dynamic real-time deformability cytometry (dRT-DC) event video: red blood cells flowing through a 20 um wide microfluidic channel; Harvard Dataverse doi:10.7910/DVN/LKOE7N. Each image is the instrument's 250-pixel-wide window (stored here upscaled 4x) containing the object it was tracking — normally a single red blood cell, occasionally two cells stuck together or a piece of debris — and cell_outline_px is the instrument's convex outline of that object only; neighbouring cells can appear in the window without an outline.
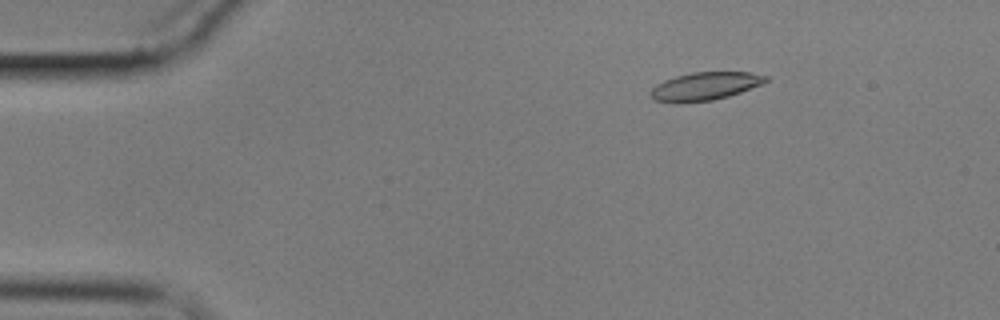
{"species": "common noctule bat (a hibernating species)", "species_latin": "Nyctalus noctula", "temperature_condition": "cold", "stored_images_in_passage": 59, "camera_frame_rate_fps": 3000, "um_per_image_px": 0.085, "animal": {"sex": "male", "body_mass_g": 17.9}, "frame": {"image": 1, "passage_image": 9, "time_ms": 2.667, "image_size_px": [1000, 320], "cell_outline_px": [[768, 80], [764, 84], [728, 96], [712, 100], [680, 104], [676, 104], [652, 100], [648, 96], [648, 92], [656, 84], [664, 80], [676, 76], [692, 72], [748, 72], [768, 76]], "centroid_in_image_um": [59.86, 7.35], "position_along_channel_um": 25.1, "area_um2": 19.25}}
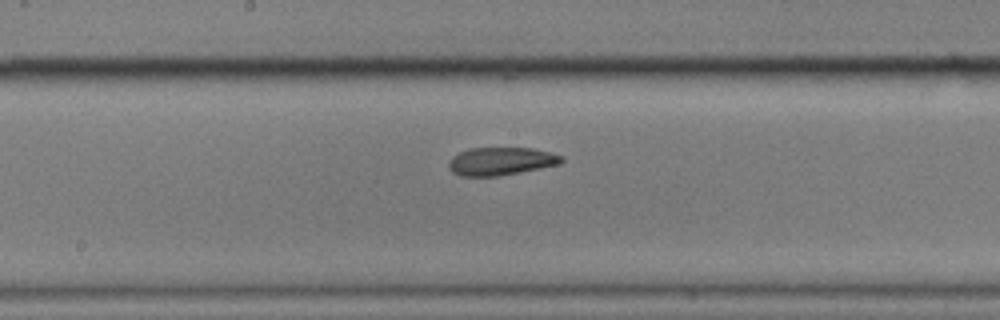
{"frame": {"image": 2, "passage_image": 31, "time_ms": 10.0, "image_size_px": [1000, 320], "cell_outline_px": [[564, 160], [560, 164], [520, 172], [496, 176], [460, 176], [452, 172], [448, 168], [448, 160], [452, 156], [468, 148], [532, 148], [564, 156]], "centroid_in_image_um": [42.55, 13.7], "position_along_channel_um": 205.7, "area_um2": 18.44}}
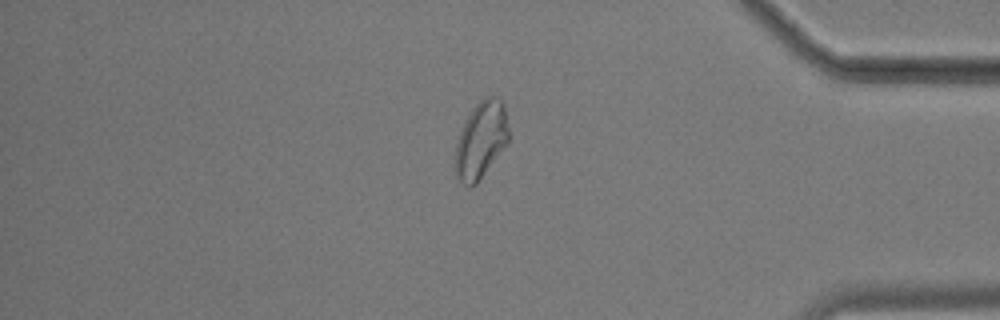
{"frame": {"image": 3, "passage_image": 50, "time_ms": 16.333, "image_size_px": [1000, 320], "cell_outline_px": [[508, 144], [476, 184], [472, 188], [468, 188], [456, 176], [456, 144], [460, 132], [472, 108], [484, 96], [492, 96], [500, 100], [504, 104], [508, 128]], "centroid_in_image_um": [40.9, 11.91], "position_along_channel_um": 394.3, "area_um2": 23.76}, "authors_computed_cell_mechanics": {"area_um2": 19.4786, "velocity_mm_per_s": 3.3995, "shape_relaxation_time_tau1_ms": null, "shape_relaxation_time_tau2_ms": 7.2331, "deformation_change_tau1": null, "deformation_change_tau2": 0.1232}}